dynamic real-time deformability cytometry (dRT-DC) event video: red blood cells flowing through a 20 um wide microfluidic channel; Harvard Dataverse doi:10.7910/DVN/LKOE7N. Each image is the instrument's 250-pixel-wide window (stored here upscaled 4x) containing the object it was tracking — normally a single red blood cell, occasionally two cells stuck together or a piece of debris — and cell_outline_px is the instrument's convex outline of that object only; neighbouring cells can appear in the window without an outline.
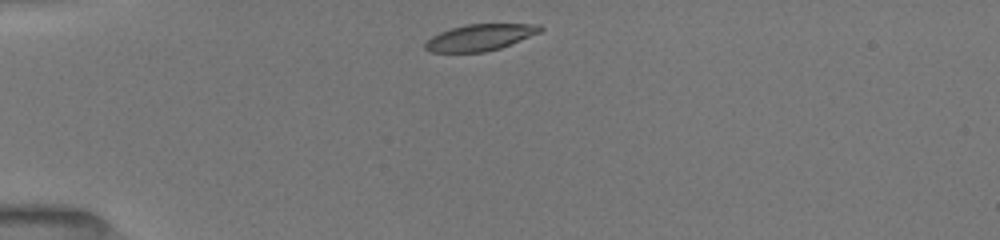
{"species": "common noctule bat (a hibernating species)", "species_latin": "Nyctalus noctula", "temperature_condition": "room temperature", "stored_images_in_passage": 39, "camera_frame_rate_fps": 3000, "um_per_image_px": 0.085, "animal": {"sex": "female", "body_mass_g": 19.5, "forearm_length_mm": 54.1}, "frame": {"image": 1, "passage_image": 1, "time_ms": 0.0, "image_size_px": [1000, 240], "cell_outline_px": [[544, 28], [540, 32], [500, 48], [484, 52], [428, 52], [424, 48], [424, 44], [432, 36], [440, 32], [464, 24], [540, 24]], "centroid_in_image_um": [40.78, 3.18], "position_along_channel_um": 44.2, "area_um2": 17.63}}
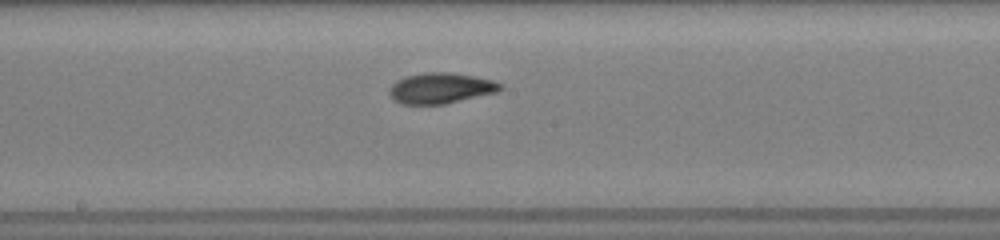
{"frame": {"image": 2, "passage_image": 16, "time_ms": 5.0, "image_size_px": [1000, 240], "cell_outline_px": [[504, 88], [500, 92], [444, 104], [400, 104], [388, 92], [388, 88], [396, 80], [404, 76], [424, 72], [452, 72], [476, 76], [492, 80], [504, 84]], "centroid_in_image_um": [37.51, 7.48], "position_along_channel_um": 210.7, "area_um2": 20.23}}
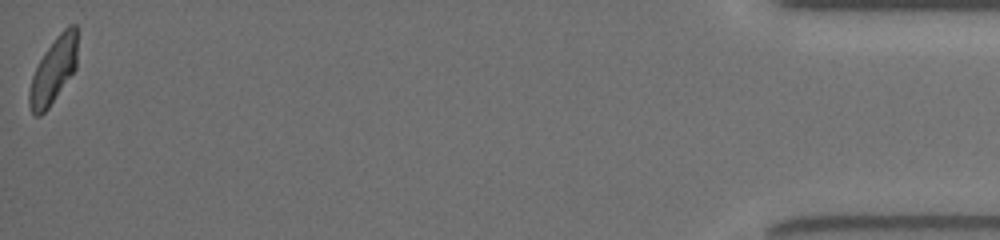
{"frame": {"image": 3, "passage_image": 39, "time_ms": 12.667, "image_size_px": [1000, 240], "cell_outline_px": [[76, 68], [48, 108], [40, 116], [36, 116], [32, 112], [28, 104], [28, 92], [32, 76], [44, 52], [60, 32], [68, 24], [76, 24]], "centroid_in_image_um": [4.52, 6.0], "position_along_channel_um": 430.7, "area_um2": 18.21}, "authors_computed_cell_mechanics": {"area_um2": 19.0162, "velocity_mm_per_s": 3.9872, "shape_relaxation_time_tau1_ms": 2.1835, "shape_relaxation_time_tau2_ms": 1.0645, "deformation_change_tau1": 0.1333, "deformation_change_tau2": 0.059}}